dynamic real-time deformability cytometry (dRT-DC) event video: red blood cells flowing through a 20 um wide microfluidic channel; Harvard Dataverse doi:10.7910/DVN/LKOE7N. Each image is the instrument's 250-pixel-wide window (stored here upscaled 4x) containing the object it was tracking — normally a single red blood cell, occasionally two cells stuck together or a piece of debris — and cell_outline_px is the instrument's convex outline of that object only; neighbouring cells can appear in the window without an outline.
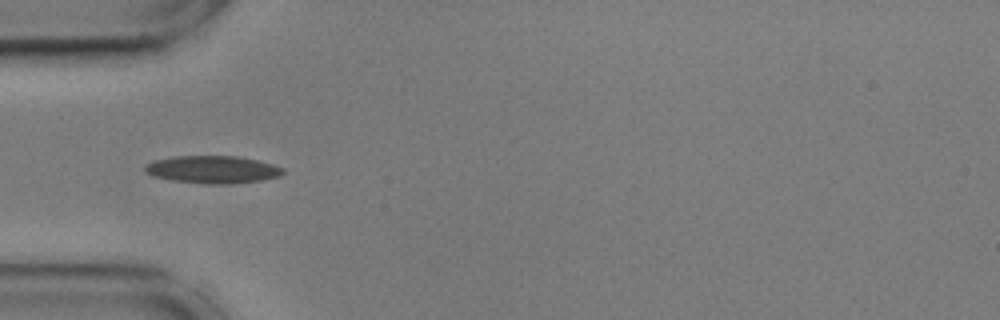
{"species": "common noctule bat (a hibernating species)", "species_latin": "Nyctalus noctula", "temperature_condition": "cold", "stored_images_in_passage": 39, "camera_frame_rate_fps": 3000, "um_per_image_px": 0.085, "animal": {"sex": "male", "body_mass_g": 17.9, "forearm_length_mm": 54.2}, "frame": {"image": 1, "passage_image": 1, "time_ms": 0.0, "image_size_px": [1000, 320], "cell_outline_px": [[284, 172], [280, 176], [264, 180], [232, 184], [208, 184], [172, 180], [152, 176], [144, 172], [144, 164], [156, 160], [176, 156], [236, 156], [256, 160], [272, 164], [284, 168]], "centroid_in_image_um": [18.07, 14.42], "position_along_channel_um": 66.9, "area_um2": 22.25}}
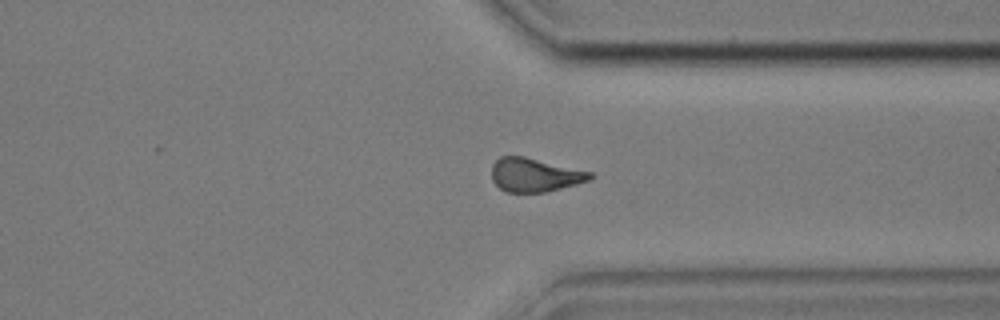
{"frame": {"image": 2, "passage_image": 26, "time_ms": 8.333, "image_size_px": [1000, 320], "cell_outline_px": [[592, 176], [588, 180], [576, 184], [544, 192], [504, 192], [492, 180], [492, 164], [500, 156], [524, 156], [592, 172]], "centroid_in_image_um": [45.41, 14.86], "position_along_channel_um": 366.0, "area_um2": 19.13}}
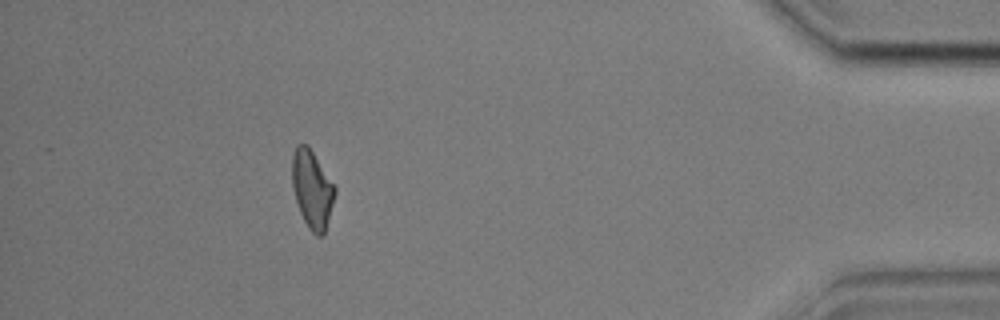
{"frame": {"image": 3, "passage_image": 34, "time_ms": 11.0, "image_size_px": [1000, 320], "cell_outline_px": [[336, 192], [324, 236], [316, 236], [308, 228], [300, 212], [292, 188], [292, 156], [296, 144], [308, 144], [336, 184]], "centroid_in_image_um": [26.55, 16.06], "position_along_channel_um": 408.7, "area_um2": 19.88}, "authors_computed_cell_mechanics": {"area_um2": 19.5942, "velocity_mm_per_s": 3.5893, "shape_relaxation_time_tau1_ms": 5.4715, "shape_relaxation_time_tau2_ms": 8.0638, "deformation_change_tau1": 0.1539, "deformation_change_tau2": 0.1808}}